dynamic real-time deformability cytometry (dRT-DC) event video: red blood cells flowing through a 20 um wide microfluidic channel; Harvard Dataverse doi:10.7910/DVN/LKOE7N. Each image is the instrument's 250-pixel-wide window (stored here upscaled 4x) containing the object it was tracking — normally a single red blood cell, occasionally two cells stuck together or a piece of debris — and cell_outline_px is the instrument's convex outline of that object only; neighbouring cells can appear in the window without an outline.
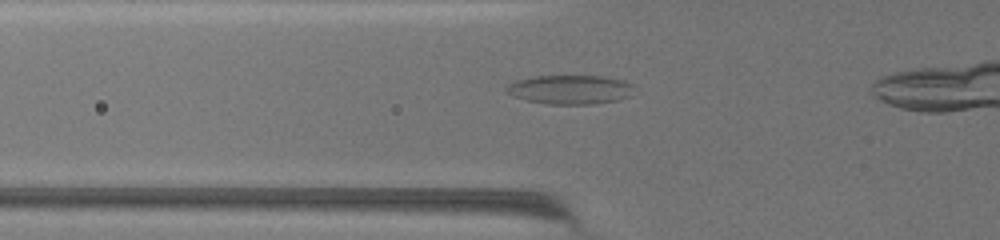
{"species": "common noctule bat (a hibernating species)", "species_latin": "Nyctalus noctula", "temperature_condition": "warm", "stored_images_in_passage": 42, "camera_frame_rate_fps": 3000, "um_per_image_px": 0.085, "animal": {"sex": "female", "body_mass_g": 19.5, "forearm_length_mm": 54.1}, "frame": {"image": 1, "passage_image": 6, "time_ms": 1.667, "image_size_px": [1000, 240], "cell_outline_px": [[632, 96], [616, 100], [592, 104], [548, 104], [528, 100], [516, 96], [508, 92], [504, 88], [508, 84], [516, 80], [532, 76], [604, 76], [624, 80], [632, 84]], "centroid_in_image_um": [48.48, 7.6], "position_along_channel_um": 77.3, "area_um2": 21.56}}
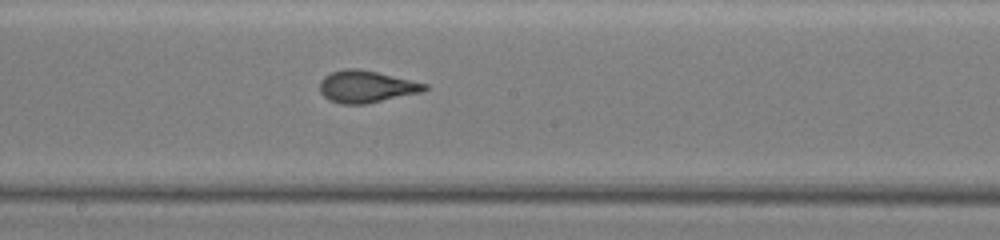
{"frame": {"image": 2, "passage_image": 20, "time_ms": 6.333, "image_size_px": [1000, 240], "cell_outline_px": [[428, 88], [420, 92], [364, 104], [340, 104], [328, 100], [320, 92], [320, 80], [324, 76], [332, 72], [344, 68], [356, 68], [376, 72], [428, 84]], "centroid_in_image_um": [31.08, 7.36], "position_along_channel_um": 217.1, "area_um2": 19.36}}
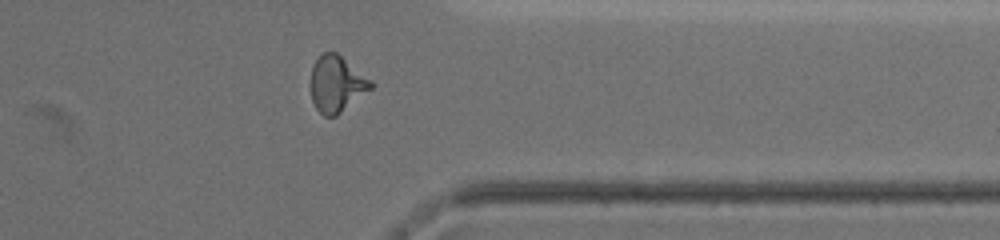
{"frame": {"image": 3, "passage_image": 37, "time_ms": 12.0, "image_size_px": [1000, 240], "cell_outline_px": [[376, 84], [372, 88], [336, 116], [324, 116], [316, 108], [312, 100], [312, 64], [324, 52], [336, 52], [372, 80]], "centroid_in_image_um": [28.64, 7.13], "position_along_channel_um": 382.8, "area_um2": 19.48}}